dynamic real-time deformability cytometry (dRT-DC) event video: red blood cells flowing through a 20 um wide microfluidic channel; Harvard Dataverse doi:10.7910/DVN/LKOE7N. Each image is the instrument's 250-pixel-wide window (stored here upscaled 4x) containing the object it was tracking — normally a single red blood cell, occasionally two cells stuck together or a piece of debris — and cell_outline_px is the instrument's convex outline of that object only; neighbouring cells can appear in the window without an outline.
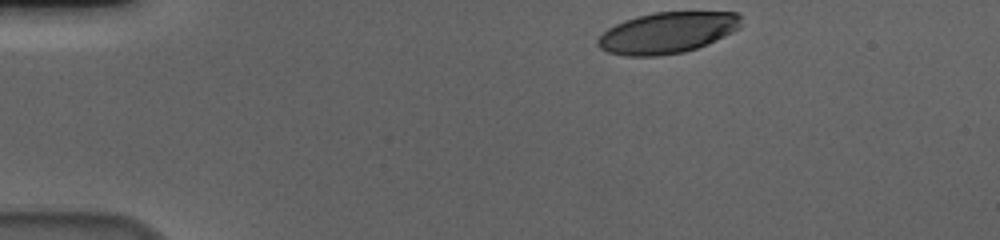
{"species": "human", "species_latin": "Homo sapiens", "temperature_condition": "cold", "stored_images_in_passage": 39, "camera_frame_rate_fps": 3000, "um_per_image_px": 0.085, "donor": {"sex": "male"}, "frame": {"image": 1, "passage_image": 1, "time_ms": 0.0, "image_size_px": [1000, 240], "cell_outline_px": [[740, 28], [724, 36], [696, 48], [684, 52], [656, 56], [624, 56], [608, 52], [600, 48], [596, 44], [596, 40], [608, 28], [624, 20], [636, 16], [652, 12], [736, 12], [740, 16]], "centroid_in_image_um": [56.68, 2.78], "position_along_channel_um": 28.3, "area_um2": 34.28}}
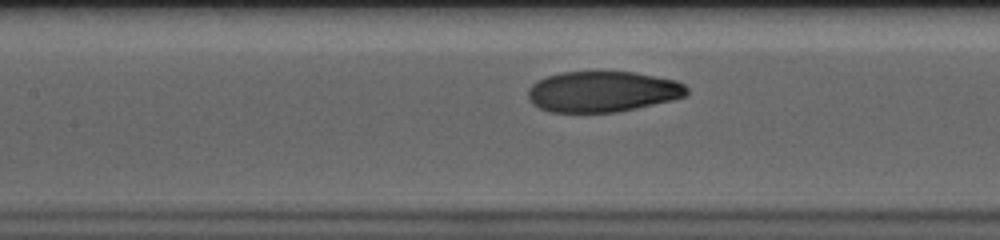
{"frame": {"image": 2, "passage_image": 18, "time_ms": 5.667, "image_size_px": [1000, 240], "cell_outline_px": [[688, 92], [684, 96], [672, 100], [636, 108], [616, 112], [552, 112], [540, 108], [532, 104], [528, 100], [528, 88], [536, 80], [560, 72], [636, 72], [676, 80], [684, 84], [688, 88]], "centroid_in_image_um": [51.2, 7.78], "position_along_channel_um": 156.2, "area_um2": 37.8}}
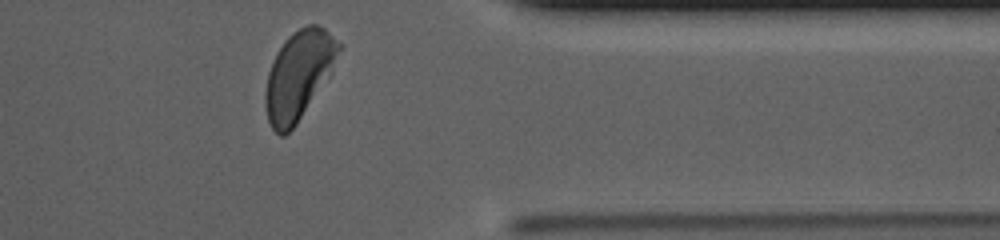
{"frame": {"image": 3, "passage_image": 38, "time_ms": 12.333, "image_size_px": [1000, 240], "cell_outline_px": [[344, 44], [332, 72], [296, 124], [284, 136], [280, 136], [272, 128], [268, 120], [264, 104], [264, 92], [268, 72], [276, 52], [284, 40], [292, 32], [308, 24], [316, 24], [324, 28]], "centroid_in_image_um": [25.4, 6.35], "position_along_channel_um": 386.0, "area_um2": 38.15}, "authors_computed_cell_mechanics": {"area_um2": 38.148, "velocity_mm_per_s": 3.62, "shape_relaxation_time_tau1_ms": 4.0939, "shape_relaxation_time_tau2_ms": 0.9125, "deformation_change_tau1": 0.1969, "deformation_change_tau2": 0.0531}}